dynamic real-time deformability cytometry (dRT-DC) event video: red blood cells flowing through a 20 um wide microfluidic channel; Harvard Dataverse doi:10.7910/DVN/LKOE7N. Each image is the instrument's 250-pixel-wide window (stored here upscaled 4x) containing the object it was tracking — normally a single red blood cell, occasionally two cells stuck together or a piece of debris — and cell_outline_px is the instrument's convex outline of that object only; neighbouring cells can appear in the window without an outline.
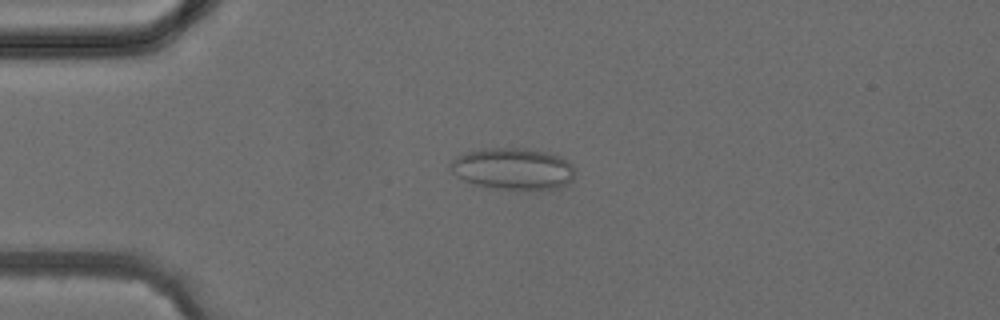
{"species": "common noctule bat (a hibernating species)", "species_latin": "Nyctalus noctula", "temperature_condition": "cold", "stored_images_in_passage": 4, "camera_frame_rate_fps": 3000, "um_per_image_px": 0.085, "animal": {"sex": "female", "body_mass_g": 24.6, "forearm_length_mm": 56.2}, "frame": {"image": 1, "passage_image": 3, "time_ms": 2.667, "image_size_px": [1000, 320], "cell_outline_px": [[572, 180], [568, 184], [556, 188], [496, 188], [476, 184], [464, 180], [452, 172], [452, 160], [468, 152], [484, 148], [528, 148], [548, 152], [560, 156], [572, 164]], "centroid_in_image_um": [43.63, 14.32], "position_along_channel_um": 41.4, "area_um2": 29.48}}
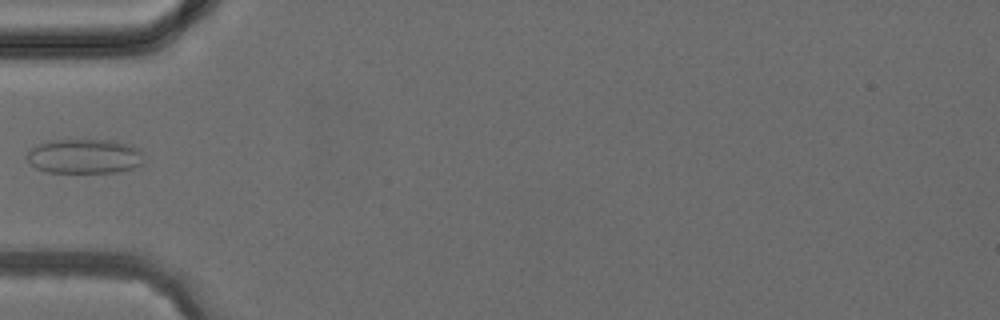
{"frame": {"image": 2, "passage_image": 4, "time_ms": 4.0, "image_size_px": [1000, 320], "cell_outline_px": [[144, 164], [132, 168], [116, 172], [48, 172], [36, 168], [24, 156], [36, 144], [48, 140], [112, 140], [128, 144], [140, 148]], "centroid_in_image_um": [7.18, 13.27], "position_along_channel_um": 77.8, "area_um2": 23.7}}